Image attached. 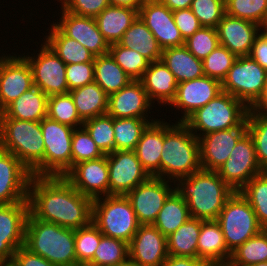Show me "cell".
Listing matches in <instances>:
<instances>
[{"label":"cell","mask_w":267,"mask_h":266,"mask_svg":"<svg viewBox=\"0 0 267 266\" xmlns=\"http://www.w3.org/2000/svg\"><path fill=\"white\" fill-rule=\"evenodd\" d=\"M239 192L251 205L259 224L267 229V171L254 176Z\"/></svg>","instance_id":"ab89813d"},{"label":"cell","mask_w":267,"mask_h":266,"mask_svg":"<svg viewBox=\"0 0 267 266\" xmlns=\"http://www.w3.org/2000/svg\"><path fill=\"white\" fill-rule=\"evenodd\" d=\"M173 181L150 177L131 190L126 197L130 200L140 225H153L166 199L175 190Z\"/></svg>","instance_id":"5bb4252c"},{"label":"cell","mask_w":267,"mask_h":266,"mask_svg":"<svg viewBox=\"0 0 267 266\" xmlns=\"http://www.w3.org/2000/svg\"><path fill=\"white\" fill-rule=\"evenodd\" d=\"M29 202L0 204V262H11L15 251L24 246Z\"/></svg>","instance_id":"9a60e30c"},{"label":"cell","mask_w":267,"mask_h":266,"mask_svg":"<svg viewBox=\"0 0 267 266\" xmlns=\"http://www.w3.org/2000/svg\"><path fill=\"white\" fill-rule=\"evenodd\" d=\"M203 221L191 217L167 236L168 255L197 258V242Z\"/></svg>","instance_id":"d590c367"},{"label":"cell","mask_w":267,"mask_h":266,"mask_svg":"<svg viewBox=\"0 0 267 266\" xmlns=\"http://www.w3.org/2000/svg\"><path fill=\"white\" fill-rule=\"evenodd\" d=\"M11 262L14 266H58L31 252L25 246H21L15 251Z\"/></svg>","instance_id":"9f6ffc18"},{"label":"cell","mask_w":267,"mask_h":266,"mask_svg":"<svg viewBox=\"0 0 267 266\" xmlns=\"http://www.w3.org/2000/svg\"><path fill=\"white\" fill-rule=\"evenodd\" d=\"M190 218L186 201L174 190L166 199L153 225L167 237Z\"/></svg>","instance_id":"8d00e7d4"},{"label":"cell","mask_w":267,"mask_h":266,"mask_svg":"<svg viewBox=\"0 0 267 266\" xmlns=\"http://www.w3.org/2000/svg\"><path fill=\"white\" fill-rule=\"evenodd\" d=\"M138 16L154 35L162 49L185 45L173 18V11L159 0H146Z\"/></svg>","instance_id":"44dd1931"},{"label":"cell","mask_w":267,"mask_h":266,"mask_svg":"<svg viewBox=\"0 0 267 266\" xmlns=\"http://www.w3.org/2000/svg\"><path fill=\"white\" fill-rule=\"evenodd\" d=\"M63 177L92 200L109 195L107 155L75 164Z\"/></svg>","instance_id":"2e32d148"},{"label":"cell","mask_w":267,"mask_h":266,"mask_svg":"<svg viewBox=\"0 0 267 266\" xmlns=\"http://www.w3.org/2000/svg\"><path fill=\"white\" fill-rule=\"evenodd\" d=\"M161 60L174 74L177 83L204 76L202 60L196 58L185 45L162 49Z\"/></svg>","instance_id":"f546056e"},{"label":"cell","mask_w":267,"mask_h":266,"mask_svg":"<svg viewBox=\"0 0 267 266\" xmlns=\"http://www.w3.org/2000/svg\"><path fill=\"white\" fill-rule=\"evenodd\" d=\"M222 3L226 4L227 2H229L230 0H220Z\"/></svg>","instance_id":"2644e50d"},{"label":"cell","mask_w":267,"mask_h":266,"mask_svg":"<svg viewBox=\"0 0 267 266\" xmlns=\"http://www.w3.org/2000/svg\"><path fill=\"white\" fill-rule=\"evenodd\" d=\"M71 148L72 167L80 162L95 160L104 156L83 126L74 129Z\"/></svg>","instance_id":"681fc988"},{"label":"cell","mask_w":267,"mask_h":266,"mask_svg":"<svg viewBox=\"0 0 267 266\" xmlns=\"http://www.w3.org/2000/svg\"><path fill=\"white\" fill-rule=\"evenodd\" d=\"M31 171L11 152L0 148V204L28 202Z\"/></svg>","instance_id":"e0dca14e"},{"label":"cell","mask_w":267,"mask_h":266,"mask_svg":"<svg viewBox=\"0 0 267 266\" xmlns=\"http://www.w3.org/2000/svg\"><path fill=\"white\" fill-rule=\"evenodd\" d=\"M140 81L154 105L156 102L158 106L167 104V108L175 98L178 83L162 60L151 62Z\"/></svg>","instance_id":"4316f807"},{"label":"cell","mask_w":267,"mask_h":266,"mask_svg":"<svg viewBox=\"0 0 267 266\" xmlns=\"http://www.w3.org/2000/svg\"><path fill=\"white\" fill-rule=\"evenodd\" d=\"M248 113H264L267 114V79L264 90L258 101L249 109Z\"/></svg>","instance_id":"91938a15"},{"label":"cell","mask_w":267,"mask_h":266,"mask_svg":"<svg viewBox=\"0 0 267 266\" xmlns=\"http://www.w3.org/2000/svg\"><path fill=\"white\" fill-rule=\"evenodd\" d=\"M145 1L146 0H109V3L113 6L129 7L139 11L141 5Z\"/></svg>","instance_id":"6125c7cd"},{"label":"cell","mask_w":267,"mask_h":266,"mask_svg":"<svg viewBox=\"0 0 267 266\" xmlns=\"http://www.w3.org/2000/svg\"><path fill=\"white\" fill-rule=\"evenodd\" d=\"M221 92V82L208 76L184 81L178 83L175 98L168 107L176 108L175 111L181 110L182 115L178 122H184L192 113L205 106Z\"/></svg>","instance_id":"ac0fdd59"},{"label":"cell","mask_w":267,"mask_h":266,"mask_svg":"<svg viewBox=\"0 0 267 266\" xmlns=\"http://www.w3.org/2000/svg\"><path fill=\"white\" fill-rule=\"evenodd\" d=\"M166 5L171 11L188 9L191 7L193 0H159Z\"/></svg>","instance_id":"94428289"},{"label":"cell","mask_w":267,"mask_h":266,"mask_svg":"<svg viewBox=\"0 0 267 266\" xmlns=\"http://www.w3.org/2000/svg\"><path fill=\"white\" fill-rule=\"evenodd\" d=\"M157 119L143 131L134 152L151 177L160 178V159L164 141V121Z\"/></svg>","instance_id":"83f0119b"},{"label":"cell","mask_w":267,"mask_h":266,"mask_svg":"<svg viewBox=\"0 0 267 266\" xmlns=\"http://www.w3.org/2000/svg\"><path fill=\"white\" fill-rule=\"evenodd\" d=\"M252 266H267V262H260Z\"/></svg>","instance_id":"a7ac6f4b"},{"label":"cell","mask_w":267,"mask_h":266,"mask_svg":"<svg viewBox=\"0 0 267 266\" xmlns=\"http://www.w3.org/2000/svg\"><path fill=\"white\" fill-rule=\"evenodd\" d=\"M132 81L108 53L94 58V82L107 95L117 92Z\"/></svg>","instance_id":"e575fe53"},{"label":"cell","mask_w":267,"mask_h":266,"mask_svg":"<svg viewBox=\"0 0 267 266\" xmlns=\"http://www.w3.org/2000/svg\"><path fill=\"white\" fill-rule=\"evenodd\" d=\"M153 105L141 81L132 80L121 90L108 95L107 114L113 118L156 119L148 115Z\"/></svg>","instance_id":"603a6c76"},{"label":"cell","mask_w":267,"mask_h":266,"mask_svg":"<svg viewBox=\"0 0 267 266\" xmlns=\"http://www.w3.org/2000/svg\"><path fill=\"white\" fill-rule=\"evenodd\" d=\"M11 54L0 69V112L34 86L30 64L21 54Z\"/></svg>","instance_id":"7402d4cb"},{"label":"cell","mask_w":267,"mask_h":266,"mask_svg":"<svg viewBox=\"0 0 267 266\" xmlns=\"http://www.w3.org/2000/svg\"><path fill=\"white\" fill-rule=\"evenodd\" d=\"M171 124L164 121L160 178L175 182L200 170L201 165L198 138L184 122Z\"/></svg>","instance_id":"3957f363"},{"label":"cell","mask_w":267,"mask_h":266,"mask_svg":"<svg viewBox=\"0 0 267 266\" xmlns=\"http://www.w3.org/2000/svg\"><path fill=\"white\" fill-rule=\"evenodd\" d=\"M175 191L186 201L192 218L217 220L226 201L235 191L217 171L200 169L174 182Z\"/></svg>","instance_id":"7a4b0ae2"},{"label":"cell","mask_w":267,"mask_h":266,"mask_svg":"<svg viewBox=\"0 0 267 266\" xmlns=\"http://www.w3.org/2000/svg\"><path fill=\"white\" fill-rule=\"evenodd\" d=\"M38 53L21 54L30 64L33 74V84L48 97L69 93L66 81V64L43 41ZM34 55V56H32Z\"/></svg>","instance_id":"8fae6325"},{"label":"cell","mask_w":267,"mask_h":266,"mask_svg":"<svg viewBox=\"0 0 267 266\" xmlns=\"http://www.w3.org/2000/svg\"><path fill=\"white\" fill-rule=\"evenodd\" d=\"M1 55V57H0V69H1V66L3 65V63L9 58V56L11 55V54H7L6 53V55L4 54V52H2V54H0ZM3 55V56H2Z\"/></svg>","instance_id":"e7e4bbea"},{"label":"cell","mask_w":267,"mask_h":266,"mask_svg":"<svg viewBox=\"0 0 267 266\" xmlns=\"http://www.w3.org/2000/svg\"><path fill=\"white\" fill-rule=\"evenodd\" d=\"M248 56L267 71V36L262 31L256 36Z\"/></svg>","instance_id":"6f0895ef"},{"label":"cell","mask_w":267,"mask_h":266,"mask_svg":"<svg viewBox=\"0 0 267 266\" xmlns=\"http://www.w3.org/2000/svg\"><path fill=\"white\" fill-rule=\"evenodd\" d=\"M0 148L14 154L32 173L44 176L41 121L8 118L0 112Z\"/></svg>","instance_id":"277c9868"},{"label":"cell","mask_w":267,"mask_h":266,"mask_svg":"<svg viewBox=\"0 0 267 266\" xmlns=\"http://www.w3.org/2000/svg\"><path fill=\"white\" fill-rule=\"evenodd\" d=\"M260 262H267V229L234 250L227 266H252Z\"/></svg>","instance_id":"f35d334b"},{"label":"cell","mask_w":267,"mask_h":266,"mask_svg":"<svg viewBox=\"0 0 267 266\" xmlns=\"http://www.w3.org/2000/svg\"><path fill=\"white\" fill-rule=\"evenodd\" d=\"M92 222L100 232L130 243L140 224L126 196L107 195L93 200Z\"/></svg>","instance_id":"52a82bcc"},{"label":"cell","mask_w":267,"mask_h":266,"mask_svg":"<svg viewBox=\"0 0 267 266\" xmlns=\"http://www.w3.org/2000/svg\"><path fill=\"white\" fill-rule=\"evenodd\" d=\"M24 246L58 266H77L74 229L36 219L30 212Z\"/></svg>","instance_id":"5b68a950"},{"label":"cell","mask_w":267,"mask_h":266,"mask_svg":"<svg viewBox=\"0 0 267 266\" xmlns=\"http://www.w3.org/2000/svg\"><path fill=\"white\" fill-rule=\"evenodd\" d=\"M261 28L254 22L225 14L216 29L219 44L229 49L236 57H243L249 55Z\"/></svg>","instance_id":"d4e9b609"},{"label":"cell","mask_w":267,"mask_h":266,"mask_svg":"<svg viewBox=\"0 0 267 266\" xmlns=\"http://www.w3.org/2000/svg\"><path fill=\"white\" fill-rule=\"evenodd\" d=\"M247 131L255 144L256 158L264 171H267V114L248 113Z\"/></svg>","instance_id":"7dc6e473"},{"label":"cell","mask_w":267,"mask_h":266,"mask_svg":"<svg viewBox=\"0 0 267 266\" xmlns=\"http://www.w3.org/2000/svg\"><path fill=\"white\" fill-rule=\"evenodd\" d=\"M249 108L239 99L222 91L205 106L192 113L184 123L197 137L241 126Z\"/></svg>","instance_id":"8992f818"},{"label":"cell","mask_w":267,"mask_h":266,"mask_svg":"<svg viewBox=\"0 0 267 266\" xmlns=\"http://www.w3.org/2000/svg\"><path fill=\"white\" fill-rule=\"evenodd\" d=\"M216 221L221 226L226 246L231 253L264 229L251 205L239 191L226 201Z\"/></svg>","instance_id":"ba28073f"},{"label":"cell","mask_w":267,"mask_h":266,"mask_svg":"<svg viewBox=\"0 0 267 266\" xmlns=\"http://www.w3.org/2000/svg\"><path fill=\"white\" fill-rule=\"evenodd\" d=\"M128 252L129 258L141 266H161L168 258L167 237L154 225H140Z\"/></svg>","instance_id":"cb8c5ba5"},{"label":"cell","mask_w":267,"mask_h":266,"mask_svg":"<svg viewBox=\"0 0 267 266\" xmlns=\"http://www.w3.org/2000/svg\"><path fill=\"white\" fill-rule=\"evenodd\" d=\"M47 117L74 129L81 127L84 123L70 93L48 97Z\"/></svg>","instance_id":"60d3db41"},{"label":"cell","mask_w":267,"mask_h":266,"mask_svg":"<svg viewBox=\"0 0 267 266\" xmlns=\"http://www.w3.org/2000/svg\"><path fill=\"white\" fill-rule=\"evenodd\" d=\"M267 71L249 56L237 57L222 81V91L243 102L249 109L264 90Z\"/></svg>","instance_id":"9c48e42d"},{"label":"cell","mask_w":267,"mask_h":266,"mask_svg":"<svg viewBox=\"0 0 267 266\" xmlns=\"http://www.w3.org/2000/svg\"><path fill=\"white\" fill-rule=\"evenodd\" d=\"M219 45L216 28L202 26L185 40L186 48L199 60L206 58Z\"/></svg>","instance_id":"f907efd6"},{"label":"cell","mask_w":267,"mask_h":266,"mask_svg":"<svg viewBox=\"0 0 267 266\" xmlns=\"http://www.w3.org/2000/svg\"><path fill=\"white\" fill-rule=\"evenodd\" d=\"M256 158L255 144L248 131L238 140L218 175L235 191H240L254 176L263 173Z\"/></svg>","instance_id":"7c38bea8"},{"label":"cell","mask_w":267,"mask_h":266,"mask_svg":"<svg viewBox=\"0 0 267 266\" xmlns=\"http://www.w3.org/2000/svg\"><path fill=\"white\" fill-rule=\"evenodd\" d=\"M0 266H14L12 262H0Z\"/></svg>","instance_id":"003e7915"},{"label":"cell","mask_w":267,"mask_h":266,"mask_svg":"<svg viewBox=\"0 0 267 266\" xmlns=\"http://www.w3.org/2000/svg\"><path fill=\"white\" fill-rule=\"evenodd\" d=\"M261 31L267 36V26L262 27Z\"/></svg>","instance_id":"89a4df30"},{"label":"cell","mask_w":267,"mask_h":266,"mask_svg":"<svg viewBox=\"0 0 267 266\" xmlns=\"http://www.w3.org/2000/svg\"><path fill=\"white\" fill-rule=\"evenodd\" d=\"M157 119L113 118L115 151L134 150L143 131Z\"/></svg>","instance_id":"74e56055"},{"label":"cell","mask_w":267,"mask_h":266,"mask_svg":"<svg viewBox=\"0 0 267 266\" xmlns=\"http://www.w3.org/2000/svg\"><path fill=\"white\" fill-rule=\"evenodd\" d=\"M231 255L220 224L216 220L203 221L197 242V258L208 266H227Z\"/></svg>","instance_id":"484cf974"},{"label":"cell","mask_w":267,"mask_h":266,"mask_svg":"<svg viewBox=\"0 0 267 266\" xmlns=\"http://www.w3.org/2000/svg\"><path fill=\"white\" fill-rule=\"evenodd\" d=\"M225 9L229 16L267 26V0H230Z\"/></svg>","instance_id":"ee69618b"},{"label":"cell","mask_w":267,"mask_h":266,"mask_svg":"<svg viewBox=\"0 0 267 266\" xmlns=\"http://www.w3.org/2000/svg\"><path fill=\"white\" fill-rule=\"evenodd\" d=\"M78 266H102V265H99V264H95V263H92V262H85V263H82Z\"/></svg>","instance_id":"03108f58"},{"label":"cell","mask_w":267,"mask_h":266,"mask_svg":"<svg viewBox=\"0 0 267 266\" xmlns=\"http://www.w3.org/2000/svg\"><path fill=\"white\" fill-rule=\"evenodd\" d=\"M173 18L184 41L202 27L190 8L173 11Z\"/></svg>","instance_id":"11a10c76"},{"label":"cell","mask_w":267,"mask_h":266,"mask_svg":"<svg viewBox=\"0 0 267 266\" xmlns=\"http://www.w3.org/2000/svg\"><path fill=\"white\" fill-rule=\"evenodd\" d=\"M161 266H208L202 260L193 257L170 256Z\"/></svg>","instance_id":"680465c9"},{"label":"cell","mask_w":267,"mask_h":266,"mask_svg":"<svg viewBox=\"0 0 267 266\" xmlns=\"http://www.w3.org/2000/svg\"><path fill=\"white\" fill-rule=\"evenodd\" d=\"M82 126L104 155L115 151L113 117L106 113L85 120Z\"/></svg>","instance_id":"b9f144b4"},{"label":"cell","mask_w":267,"mask_h":266,"mask_svg":"<svg viewBox=\"0 0 267 266\" xmlns=\"http://www.w3.org/2000/svg\"><path fill=\"white\" fill-rule=\"evenodd\" d=\"M137 17L136 9L109 5L94 19L104 39L111 45L118 43Z\"/></svg>","instance_id":"f1b7e54d"},{"label":"cell","mask_w":267,"mask_h":266,"mask_svg":"<svg viewBox=\"0 0 267 266\" xmlns=\"http://www.w3.org/2000/svg\"><path fill=\"white\" fill-rule=\"evenodd\" d=\"M28 202L29 212L41 221L74 230L92 221L93 200L63 176H32Z\"/></svg>","instance_id":"6da1fadb"},{"label":"cell","mask_w":267,"mask_h":266,"mask_svg":"<svg viewBox=\"0 0 267 266\" xmlns=\"http://www.w3.org/2000/svg\"><path fill=\"white\" fill-rule=\"evenodd\" d=\"M128 257V243L103 235L91 262L102 266H116Z\"/></svg>","instance_id":"f6af8a7d"},{"label":"cell","mask_w":267,"mask_h":266,"mask_svg":"<svg viewBox=\"0 0 267 266\" xmlns=\"http://www.w3.org/2000/svg\"><path fill=\"white\" fill-rule=\"evenodd\" d=\"M69 93L83 121L107 113L108 95L96 82L70 90Z\"/></svg>","instance_id":"836d02e7"},{"label":"cell","mask_w":267,"mask_h":266,"mask_svg":"<svg viewBox=\"0 0 267 266\" xmlns=\"http://www.w3.org/2000/svg\"><path fill=\"white\" fill-rule=\"evenodd\" d=\"M48 34L43 38L45 43L66 64L94 62L95 56L75 39L65 36L53 23ZM48 35V36H47Z\"/></svg>","instance_id":"d6a6232c"},{"label":"cell","mask_w":267,"mask_h":266,"mask_svg":"<svg viewBox=\"0 0 267 266\" xmlns=\"http://www.w3.org/2000/svg\"><path fill=\"white\" fill-rule=\"evenodd\" d=\"M47 106L48 96L33 86L12 101L2 112L8 118L41 121L47 117Z\"/></svg>","instance_id":"4dcf8cb0"},{"label":"cell","mask_w":267,"mask_h":266,"mask_svg":"<svg viewBox=\"0 0 267 266\" xmlns=\"http://www.w3.org/2000/svg\"><path fill=\"white\" fill-rule=\"evenodd\" d=\"M190 9L205 27L217 28L226 14L225 4L220 0H193Z\"/></svg>","instance_id":"816d5d0a"},{"label":"cell","mask_w":267,"mask_h":266,"mask_svg":"<svg viewBox=\"0 0 267 266\" xmlns=\"http://www.w3.org/2000/svg\"><path fill=\"white\" fill-rule=\"evenodd\" d=\"M102 236L103 234L92 221L88 225L74 230L77 266L93 260Z\"/></svg>","instance_id":"bcb514c9"},{"label":"cell","mask_w":267,"mask_h":266,"mask_svg":"<svg viewBox=\"0 0 267 266\" xmlns=\"http://www.w3.org/2000/svg\"><path fill=\"white\" fill-rule=\"evenodd\" d=\"M44 140V176H64L72 168L74 128L45 117L41 120Z\"/></svg>","instance_id":"30bf717a"},{"label":"cell","mask_w":267,"mask_h":266,"mask_svg":"<svg viewBox=\"0 0 267 266\" xmlns=\"http://www.w3.org/2000/svg\"><path fill=\"white\" fill-rule=\"evenodd\" d=\"M65 75L69 91L93 83L94 62L68 64Z\"/></svg>","instance_id":"db71d44e"},{"label":"cell","mask_w":267,"mask_h":266,"mask_svg":"<svg viewBox=\"0 0 267 266\" xmlns=\"http://www.w3.org/2000/svg\"><path fill=\"white\" fill-rule=\"evenodd\" d=\"M59 22L53 24L69 38L75 39L87 48L95 57L108 54L109 44L99 31L92 17L79 16L66 11L62 6Z\"/></svg>","instance_id":"d6986e66"},{"label":"cell","mask_w":267,"mask_h":266,"mask_svg":"<svg viewBox=\"0 0 267 266\" xmlns=\"http://www.w3.org/2000/svg\"><path fill=\"white\" fill-rule=\"evenodd\" d=\"M236 58L229 49L219 44L202 60L204 76L216 79L222 83Z\"/></svg>","instance_id":"c3c4849f"},{"label":"cell","mask_w":267,"mask_h":266,"mask_svg":"<svg viewBox=\"0 0 267 266\" xmlns=\"http://www.w3.org/2000/svg\"><path fill=\"white\" fill-rule=\"evenodd\" d=\"M247 132V122L198 138L201 169L217 171L229 158L238 140Z\"/></svg>","instance_id":"ffe728a7"},{"label":"cell","mask_w":267,"mask_h":266,"mask_svg":"<svg viewBox=\"0 0 267 266\" xmlns=\"http://www.w3.org/2000/svg\"><path fill=\"white\" fill-rule=\"evenodd\" d=\"M116 266H141L137 262L131 260L129 257L122 263H119Z\"/></svg>","instance_id":"be15d7a7"},{"label":"cell","mask_w":267,"mask_h":266,"mask_svg":"<svg viewBox=\"0 0 267 266\" xmlns=\"http://www.w3.org/2000/svg\"><path fill=\"white\" fill-rule=\"evenodd\" d=\"M109 195L126 196L151 176L143 168L134 150H117L107 154Z\"/></svg>","instance_id":"4fadbf2b"},{"label":"cell","mask_w":267,"mask_h":266,"mask_svg":"<svg viewBox=\"0 0 267 266\" xmlns=\"http://www.w3.org/2000/svg\"><path fill=\"white\" fill-rule=\"evenodd\" d=\"M118 44L137 51L150 62L162 58V48L139 16L125 31Z\"/></svg>","instance_id":"1f68e13d"},{"label":"cell","mask_w":267,"mask_h":266,"mask_svg":"<svg viewBox=\"0 0 267 266\" xmlns=\"http://www.w3.org/2000/svg\"><path fill=\"white\" fill-rule=\"evenodd\" d=\"M108 53L132 80H140L151 63L137 51L118 43L111 44Z\"/></svg>","instance_id":"7bdbcfd3"},{"label":"cell","mask_w":267,"mask_h":266,"mask_svg":"<svg viewBox=\"0 0 267 266\" xmlns=\"http://www.w3.org/2000/svg\"><path fill=\"white\" fill-rule=\"evenodd\" d=\"M62 7L75 15L95 18L110 5L109 0H57Z\"/></svg>","instance_id":"f5cc1de1"}]
</instances>
